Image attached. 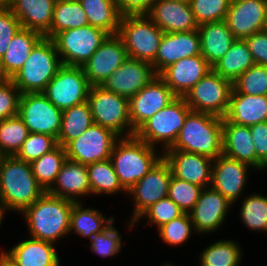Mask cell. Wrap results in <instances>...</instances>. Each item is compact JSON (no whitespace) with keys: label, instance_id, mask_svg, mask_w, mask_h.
I'll return each instance as SVG.
<instances>
[{"label":"cell","instance_id":"35","mask_svg":"<svg viewBox=\"0 0 267 266\" xmlns=\"http://www.w3.org/2000/svg\"><path fill=\"white\" fill-rule=\"evenodd\" d=\"M89 25L87 15L78 0H57L50 30L44 35L52 39L57 33Z\"/></svg>","mask_w":267,"mask_h":266},{"label":"cell","instance_id":"42","mask_svg":"<svg viewBox=\"0 0 267 266\" xmlns=\"http://www.w3.org/2000/svg\"><path fill=\"white\" fill-rule=\"evenodd\" d=\"M233 89L237 93L267 95V66L255 64L247 69L233 82Z\"/></svg>","mask_w":267,"mask_h":266},{"label":"cell","instance_id":"31","mask_svg":"<svg viewBox=\"0 0 267 266\" xmlns=\"http://www.w3.org/2000/svg\"><path fill=\"white\" fill-rule=\"evenodd\" d=\"M201 55L213 66L230 49L236 38L225 21L199 25Z\"/></svg>","mask_w":267,"mask_h":266},{"label":"cell","instance_id":"16","mask_svg":"<svg viewBox=\"0 0 267 266\" xmlns=\"http://www.w3.org/2000/svg\"><path fill=\"white\" fill-rule=\"evenodd\" d=\"M177 96L157 75L148 85L129 98V116L136 131L145 121L166 107Z\"/></svg>","mask_w":267,"mask_h":266},{"label":"cell","instance_id":"48","mask_svg":"<svg viewBox=\"0 0 267 266\" xmlns=\"http://www.w3.org/2000/svg\"><path fill=\"white\" fill-rule=\"evenodd\" d=\"M57 145V139L51 135L29 133L16 157L31 163L42 157L45 153L50 152Z\"/></svg>","mask_w":267,"mask_h":266},{"label":"cell","instance_id":"49","mask_svg":"<svg viewBox=\"0 0 267 266\" xmlns=\"http://www.w3.org/2000/svg\"><path fill=\"white\" fill-rule=\"evenodd\" d=\"M21 92L11 79L0 80V121L17 116Z\"/></svg>","mask_w":267,"mask_h":266},{"label":"cell","instance_id":"13","mask_svg":"<svg viewBox=\"0 0 267 266\" xmlns=\"http://www.w3.org/2000/svg\"><path fill=\"white\" fill-rule=\"evenodd\" d=\"M17 115L29 133H41L58 138L62 110L55 107L43 92L21 94Z\"/></svg>","mask_w":267,"mask_h":266},{"label":"cell","instance_id":"26","mask_svg":"<svg viewBox=\"0 0 267 266\" xmlns=\"http://www.w3.org/2000/svg\"><path fill=\"white\" fill-rule=\"evenodd\" d=\"M47 192L74 202H82L81 198L91 195L87 165L66 159L55 183Z\"/></svg>","mask_w":267,"mask_h":266},{"label":"cell","instance_id":"56","mask_svg":"<svg viewBox=\"0 0 267 266\" xmlns=\"http://www.w3.org/2000/svg\"><path fill=\"white\" fill-rule=\"evenodd\" d=\"M161 266H175V265L173 263L166 262L161 264Z\"/></svg>","mask_w":267,"mask_h":266},{"label":"cell","instance_id":"53","mask_svg":"<svg viewBox=\"0 0 267 266\" xmlns=\"http://www.w3.org/2000/svg\"><path fill=\"white\" fill-rule=\"evenodd\" d=\"M121 16L147 15L156 0H114Z\"/></svg>","mask_w":267,"mask_h":266},{"label":"cell","instance_id":"33","mask_svg":"<svg viewBox=\"0 0 267 266\" xmlns=\"http://www.w3.org/2000/svg\"><path fill=\"white\" fill-rule=\"evenodd\" d=\"M255 65L245 39H236L225 55L217 61L212 70L232 82Z\"/></svg>","mask_w":267,"mask_h":266},{"label":"cell","instance_id":"3","mask_svg":"<svg viewBox=\"0 0 267 266\" xmlns=\"http://www.w3.org/2000/svg\"><path fill=\"white\" fill-rule=\"evenodd\" d=\"M169 149L201 154L211 159L222 155V117L191 110Z\"/></svg>","mask_w":267,"mask_h":266},{"label":"cell","instance_id":"44","mask_svg":"<svg viewBox=\"0 0 267 266\" xmlns=\"http://www.w3.org/2000/svg\"><path fill=\"white\" fill-rule=\"evenodd\" d=\"M202 190V187L172 175L169 182L168 197L183 213H189L199 199Z\"/></svg>","mask_w":267,"mask_h":266},{"label":"cell","instance_id":"4","mask_svg":"<svg viewBox=\"0 0 267 266\" xmlns=\"http://www.w3.org/2000/svg\"><path fill=\"white\" fill-rule=\"evenodd\" d=\"M158 151L135 135L120 137L116 141L110 160L126 192L163 157L162 151Z\"/></svg>","mask_w":267,"mask_h":266},{"label":"cell","instance_id":"10","mask_svg":"<svg viewBox=\"0 0 267 266\" xmlns=\"http://www.w3.org/2000/svg\"><path fill=\"white\" fill-rule=\"evenodd\" d=\"M232 90V81L211 70L184 95V98L192 111L223 118L229 109Z\"/></svg>","mask_w":267,"mask_h":266},{"label":"cell","instance_id":"12","mask_svg":"<svg viewBox=\"0 0 267 266\" xmlns=\"http://www.w3.org/2000/svg\"><path fill=\"white\" fill-rule=\"evenodd\" d=\"M90 87L82 66L62 65L43 93L55 107L63 111L85 103Z\"/></svg>","mask_w":267,"mask_h":266},{"label":"cell","instance_id":"22","mask_svg":"<svg viewBox=\"0 0 267 266\" xmlns=\"http://www.w3.org/2000/svg\"><path fill=\"white\" fill-rule=\"evenodd\" d=\"M201 55V43L198 30L164 33L155 61L152 63L157 75L176 61Z\"/></svg>","mask_w":267,"mask_h":266},{"label":"cell","instance_id":"45","mask_svg":"<svg viewBox=\"0 0 267 266\" xmlns=\"http://www.w3.org/2000/svg\"><path fill=\"white\" fill-rule=\"evenodd\" d=\"M122 234L114 226V221L102 232L90 238L88 246L92 252L102 258L114 257L122 250Z\"/></svg>","mask_w":267,"mask_h":266},{"label":"cell","instance_id":"2","mask_svg":"<svg viewBox=\"0 0 267 266\" xmlns=\"http://www.w3.org/2000/svg\"><path fill=\"white\" fill-rule=\"evenodd\" d=\"M46 191L36 181L30 163L4 156L0 164V201L6 212L21 213Z\"/></svg>","mask_w":267,"mask_h":266},{"label":"cell","instance_id":"29","mask_svg":"<svg viewBox=\"0 0 267 266\" xmlns=\"http://www.w3.org/2000/svg\"><path fill=\"white\" fill-rule=\"evenodd\" d=\"M44 36L21 27L9 43L5 55L0 59V76L11 79L23 66L34 46Z\"/></svg>","mask_w":267,"mask_h":266},{"label":"cell","instance_id":"5","mask_svg":"<svg viewBox=\"0 0 267 266\" xmlns=\"http://www.w3.org/2000/svg\"><path fill=\"white\" fill-rule=\"evenodd\" d=\"M61 66L53 40L43 37L11 80L21 94L44 92Z\"/></svg>","mask_w":267,"mask_h":266},{"label":"cell","instance_id":"43","mask_svg":"<svg viewBox=\"0 0 267 266\" xmlns=\"http://www.w3.org/2000/svg\"><path fill=\"white\" fill-rule=\"evenodd\" d=\"M161 240L170 246H179L189 240L195 232L189 213H183L178 218L157 228ZM194 231V232H193Z\"/></svg>","mask_w":267,"mask_h":266},{"label":"cell","instance_id":"27","mask_svg":"<svg viewBox=\"0 0 267 266\" xmlns=\"http://www.w3.org/2000/svg\"><path fill=\"white\" fill-rule=\"evenodd\" d=\"M1 252L17 266H61L55 244L31 237Z\"/></svg>","mask_w":267,"mask_h":266},{"label":"cell","instance_id":"55","mask_svg":"<svg viewBox=\"0 0 267 266\" xmlns=\"http://www.w3.org/2000/svg\"><path fill=\"white\" fill-rule=\"evenodd\" d=\"M5 213H7L6 211H5V209H4V207H3V204L1 203V201H0V228H1V226H2V223H3V221H4V215H6Z\"/></svg>","mask_w":267,"mask_h":266},{"label":"cell","instance_id":"57","mask_svg":"<svg viewBox=\"0 0 267 266\" xmlns=\"http://www.w3.org/2000/svg\"><path fill=\"white\" fill-rule=\"evenodd\" d=\"M9 0H0V4H6Z\"/></svg>","mask_w":267,"mask_h":266},{"label":"cell","instance_id":"34","mask_svg":"<svg viewBox=\"0 0 267 266\" xmlns=\"http://www.w3.org/2000/svg\"><path fill=\"white\" fill-rule=\"evenodd\" d=\"M87 15L89 25L97 27L109 35H117L121 14L114 0H78Z\"/></svg>","mask_w":267,"mask_h":266},{"label":"cell","instance_id":"20","mask_svg":"<svg viewBox=\"0 0 267 266\" xmlns=\"http://www.w3.org/2000/svg\"><path fill=\"white\" fill-rule=\"evenodd\" d=\"M156 76L151 63L128 57L101 86L108 91L130 98Z\"/></svg>","mask_w":267,"mask_h":266},{"label":"cell","instance_id":"21","mask_svg":"<svg viewBox=\"0 0 267 266\" xmlns=\"http://www.w3.org/2000/svg\"><path fill=\"white\" fill-rule=\"evenodd\" d=\"M172 175L203 189L211 186L213 161L210 157L182 150L167 149L163 153Z\"/></svg>","mask_w":267,"mask_h":266},{"label":"cell","instance_id":"14","mask_svg":"<svg viewBox=\"0 0 267 266\" xmlns=\"http://www.w3.org/2000/svg\"><path fill=\"white\" fill-rule=\"evenodd\" d=\"M119 138L112 130L93 123L78 138L65 146L67 159L86 165L110 159Z\"/></svg>","mask_w":267,"mask_h":266},{"label":"cell","instance_id":"47","mask_svg":"<svg viewBox=\"0 0 267 266\" xmlns=\"http://www.w3.org/2000/svg\"><path fill=\"white\" fill-rule=\"evenodd\" d=\"M182 214L183 212L181 209L169 197H166L160 199L146 209L134 222V226L137 225V223L139 224L142 218H146V224L151 227L156 226L159 228Z\"/></svg>","mask_w":267,"mask_h":266},{"label":"cell","instance_id":"59","mask_svg":"<svg viewBox=\"0 0 267 266\" xmlns=\"http://www.w3.org/2000/svg\"><path fill=\"white\" fill-rule=\"evenodd\" d=\"M264 30L267 31V17H266V24H265Z\"/></svg>","mask_w":267,"mask_h":266},{"label":"cell","instance_id":"32","mask_svg":"<svg viewBox=\"0 0 267 266\" xmlns=\"http://www.w3.org/2000/svg\"><path fill=\"white\" fill-rule=\"evenodd\" d=\"M95 208L86 207L82 202H75L70 213L69 234L76 233V236L91 238L93 235L102 232L113 221L115 217L103 215V212ZM105 216V217H104Z\"/></svg>","mask_w":267,"mask_h":266},{"label":"cell","instance_id":"7","mask_svg":"<svg viewBox=\"0 0 267 266\" xmlns=\"http://www.w3.org/2000/svg\"><path fill=\"white\" fill-rule=\"evenodd\" d=\"M87 102L95 124L112 130L119 137L135 135L129 116V98L94 85L90 87Z\"/></svg>","mask_w":267,"mask_h":266},{"label":"cell","instance_id":"40","mask_svg":"<svg viewBox=\"0 0 267 266\" xmlns=\"http://www.w3.org/2000/svg\"><path fill=\"white\" fill-rule=\"evenodd\" d=\"M240 200L239 216L242 224L254 232L267 233V196L252 192Z\"/></svg>","mask_w":267,"mask_h":266},{"label":"cell","instance_id":"8","mask_svg":"<svg viewBox=\"0 0 267 266\" xmlns=\"http://www.w3.org/2000/svg\"><path fill=\"white\" fill-rule=\"evenodd\" d=\"M164 32L147 16H122L118 36L128 57L153 63Z\"/></svg>","mask_w":267,"mask_h":266},{"label":"cell","instance_id":"46","mask_svg":"<svg viewBox=\"0 0 267 266\" xmlns=\"http://www.w3.org/2000/svg\"><path fill=\"white\" fill-rule=\"evenodd\" d=\"M231 0H190L198 25L225 21Z\"/></svg>","mask_w":267,"mask_h":266},{"label":"cell","instance_id":"58","mask_svg":"<svg viewBox=\"0 0 267 266\" xmlns=\"http://www.w3.org/2000/svg\"><path fill=\"white\" fill-rule=\"evenodd\" d=\"M4 155L2 154L1 150H0V164H1V161L3 159Z\"/></svg>","mask_w":267,"mask_h":266},{"label":"cell","instance_id":"36","mask_svg":"<svg viewBox=\"0 0 267 266\" xmlns=\"http://www.w3.org/2000/svg\"><path fill=\"white\" fill-rule=\"evenodd\" d=\"M94 123L89 103L72 106L62 111V122L57 143L65 147Z\"/></svg>","mask_w":267,"mask_h":266},{"label":"cell","instance_id":"15","mask_svg":"<svg viewBox=\"0 0 267 266\" xmlns=\"http://www.w3.org/2000/svg\"><path fill=\"white\" fill-rule=\"evenodd\" d=\"M233 204L211 186L201 191L193 209L189 212L195 233L213 234L220 229L230 213ZM229 212V213H228Z\"/></svg>","mask_w":267,"mask_h":266},{"label":"cell","instance_id":"38","mask_svg":"<svg viewBox=\"0 0 267 266\" xmlns=\"http://www.w3.org/2000/svg\"><path fill=\"white\" fill-rule=\"evenodd\" d=\"M243 251L237 241L218 240L207 245L200 253L199 266H239Z\"/></svg>","mask_w":267,"mask_h":266},{"label":"cell","instance_id":"24","mask_svg":"<svg viewBox=\"0 0 267 266\" xmlns=\"http://www.w3.org/2000/svg\"><path fill=\"white\" fill-rule=\"evenodd\" d=\"M147 16L164 33L194 31L199 27L186 1L156 0Z\"/></svg>","mask_w":267,"mask_h":266},{"label":"cell","instance_id":"50","mask_svg":"<svg viewBox=\"0 0 267 266\" xmlns=\"http://www.w3.org/2000/svg\"><path fill=\"white\" fill-rule=\"evenodd\" d=\"M21 27L14 13L5 4H0V59L5 55L9 43Z\"/></svg>","mask_w":267,"mask_h":266},{"label":"cell","instance_id":"37","mask_svg":"<svg viewBox=\"0 0 267 266\" xmlns=\"http://www.w3.org/2000/svg\"><path fill=\"white\" fill-rule=\"evenodd\" d=\"M87 172L91 195L111 196L120 192L127 193L120 185L110 159L88 164Z\"/></svg>","mask_w":267,"mask_h":266},{"label":"cell","instance_id":"25","mask_svg":"<svg viewBox=\"0 0 267 266\" xmlns=\"http://www.w3.org/2000/svg\"><path fill=\"white\" fill-rule=\"evenodd\" d=\"M223 155L249 164L256 171H266L267 167L256 157L250 127L241 126L222 118Z\"/></svg>","mask_w":267,"mask_h":266},{"label":"cell","instance_id":"18","mask_svg":"<svg viewBox=\"0 0 267 266\" xmlns=\"http://www.w3.org/2000/svg\"><path fill=\"white\" fill-rule=\"evenodd\" d=\"M127 58L122 39L118 35H109L82 68L91 86L102 85Z\"/></svg>","mask_w":267,"mask_h":266},{"label":"cell","instance_id":"19","mask_svg":"<svg viewBox=\"0 0 267 266\" xmlns=\"http://www.w3.org/2000/svg\"><path fill=\"white\" fill-rule=\"evenodd\" d=\"M267 0H231L225 22L236 39H245L265 28Z\"/></svg>","mask_w":267,"mask_h":266},{"label":"cell","instance_id":"1","mask_svg":"<svg viewBox=\"0 0 267 266\" xmlns=\"http://www.w3.org/2000/svg\"><path fill=\"white\" fill-rule=\"evenodd\" d=\"M75 202L47 191L20 214L28 226L29 237L56 245L69 236L70 213Z\"/></svg>","mask_w":267,"mask_h":266},{"label":"cell","instance_id":"30","mask_svg":"<svg viewBox=\"0 0 267 266\" xmlns=\"http://www.w3.org/2000/svg\"><path fill=\"white\" fill-rule=\"evenodd\" d=\"M225 118L237 125L251 126L267 121V95H249L232 90Z\"/></svg>","mask_w":267,"mask_h":266},{"label":"cell","instance_id":"51","mask_svg":"<svg viewBox=\"0 0 267 266\" xmlns=\"http://www.w3.org/2000/svg\"><path fill=\"white\" fill-rule=\"evenodd\" d=\"M245 41L255 64L267 66V31L256 32L245 38Z\"/></svg>","mask_w":267,"mask_h":266},{"label":"cell","instance_id":"6","mask_svg":"<svg viewBox=\"0 0 267 266\" xmlns=\"http://www.w3.org/2000/svg\"><path fill=\"white\" fill-rule=\"evenodd\" d=\"M191 108L184 97H176L166 107L145 121L135 136L152 147L161 146L162 153L174 143Z\"/></svg>","mask_w":267,"mask_h":266},{"label":"cell","instance_id":"54","mask_svg":"<svg viewBox=\"0 0 267 266\" xmlns=\"http://www.w3.org/2000/svg\"><path fill=\"white\" fill-rule=\"evenodd\" d=\"M0 266H17L0 251Z\"/></svg>","mask_w":267,"mask_h":266},{"label":"cell","instance_id":"23","mask_svg":"<svg viewBox=\"0 0 267 266\" xmlns=\"http://www.w3.org/2000/svg\"><path fill=\"white\" fill-rule=\"evenodd\" d=\"M212 70L202 55L183 58L165 68L158 76L177 97L184 95Z\"/></svg>","mask_w":267,"mask_h":266},{"label":"cell","instance_id":"9","mask_svg":"<svg viewBox=\"0 0 267 266\" xmlns=\"http://www.w3.org/2000/svg\"><path fill=\"white\" fill-rule=\"evenodd\" d=\"M109 36L100 28L86 25L66 29L53 38L62 65L82 66Z\"/></svg>","mask_w":267,"mask_h":266},{"label":"cell","instance_id":"17","mask_svg":"<svg viewBox=\"0 0 267 266\" xmlns=\"http://www.w3.org/2000/svg\"><path fill=\"white\" fill-rule=\"evenodd\" d=\"M250 169L254 168L222 154L213 161L211 187L235 206L247 187Z\"/></svg>","mask_w":267,"mask_h":266},{"label":"cell","instance_id":"28","mask_svg":"<svg viewBox=\"0 0 267 266\" xmlns=\"http://www.w3.org/2000/svg\"><path fill=\"white\" fill-rule=\"evenodd\" d=\"M57 0H9L5 5L19 19L21 26L43 36L50 30Z\"/></svg>","mask_w":267,"mask_h":266},{"label":"cell","instance_id":"39","mask_svg":"<svg viewBox=\"0 0 267 266\" xmlns=\"http://www.w3.org/2000/svg\"><path fill=\"white\" fill-rule=\"evenodd\" d=\"M67 155L65 147L57 145L50 152L30 163L36 181L48 191L55 183Z\"/></svg>","mask_w":267,"mask_h":266},{"label":"cell","instance_id":"11","mask_svg":"<svg viewBox=\"0 0 267 266\" xmlns=\"http://www.w3.org/2000/svg\"><path fill=\"white\" fill-rule=\"evenodd\" d=\"M172 171L169 164L162 157L151 170L135 183L126 193L132 197L133 213L128 222V230L134 228V222L152 204L168 197L169 182Z\"/></svg>","mask_w":267,"mask_h":266},{"label":"cell","instance_id":"41","mask_svg":"<svg viewBox=\"0 0 267 266\" xmlns=\"http://www.w3.org/2000/svg\"><path fill=\"white\" fill-rule=\"evenodd\" d=\"M29 135L28 128L20 117L0 121V150L4 156H16Z\"/></svg>","mask_w":267,"mask_h":266},{"label":"cell","instance_id":"52","mask_svg":"<svg viewBox=\"0 0 267 266\" xmlns=\"http://www.w3.org/2000/svg\"><path fill=\"white\" fill-rule=\"evenodd\" d=\"M249 127L256 157L267 167V121Z\"/></svg>","mask_w":267,"mask_h":266}]
</instances>
